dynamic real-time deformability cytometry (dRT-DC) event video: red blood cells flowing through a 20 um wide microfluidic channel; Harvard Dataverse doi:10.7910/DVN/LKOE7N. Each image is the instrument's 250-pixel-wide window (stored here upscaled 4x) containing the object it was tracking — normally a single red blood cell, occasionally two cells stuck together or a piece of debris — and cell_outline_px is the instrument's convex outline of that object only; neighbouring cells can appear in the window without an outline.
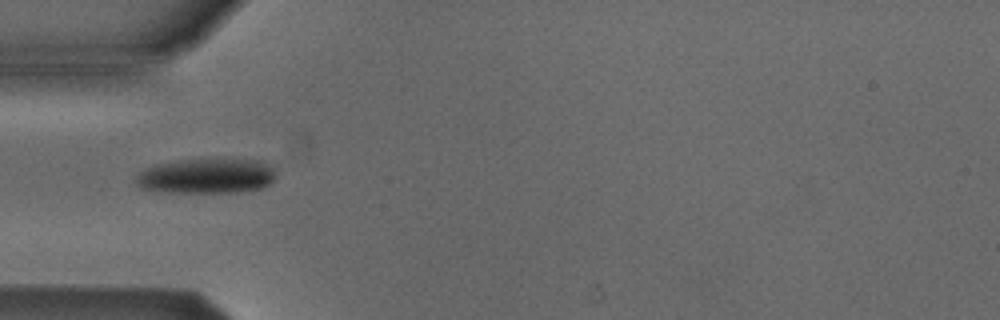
{"species": "Egyptian fruit bat (a non-hibernating species)", "species_latin": "Rousettus aegyptiacus", "temperature_condition": "cold", "stored_images_in_passage": 4, "camera_frame_rate_fps": 3000, "um_per_image_px": 0.085, "animal": {"sex": "male"}, "frame": {"image": 1, "passage_image": 2, "time_ms": 1.333, "image_size_px": [1000, 320], "cell_outline_px": [[276, 176], [268, 184], [260, 188], [236, 192], [168, 192], [140, 188], [136, 184], [136, 176], [144, 168], [152, 164], [180, 160], [216, 156], [260, 160], [268, 164], [272, 168]], "centroid_in_image_um": [17.54, 14.9], "position_along_channel_um": 67.5, "area_um2": 29.48}}
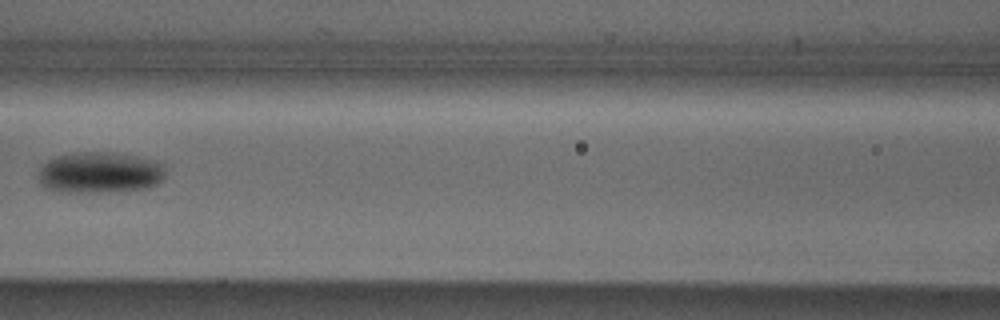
{"frame": {"image": 2, "passage_image": 4, "time_ms": 3.667, "image_size_px": [1000, 320], "cell_outline_px": [[164, 176], [156, 184], [148, 188], [124, 192], [60, 192], [48, 188], [40, 184], [40, 168], [48, 160], [56, 156], [84, 152], [112, 152], [136, 156], [156, 160], [164, 164]], "centroid_in_image_um": [8.53, 14.68], "position_along_channel_um": 158.1, "area_um2": 30.69}}